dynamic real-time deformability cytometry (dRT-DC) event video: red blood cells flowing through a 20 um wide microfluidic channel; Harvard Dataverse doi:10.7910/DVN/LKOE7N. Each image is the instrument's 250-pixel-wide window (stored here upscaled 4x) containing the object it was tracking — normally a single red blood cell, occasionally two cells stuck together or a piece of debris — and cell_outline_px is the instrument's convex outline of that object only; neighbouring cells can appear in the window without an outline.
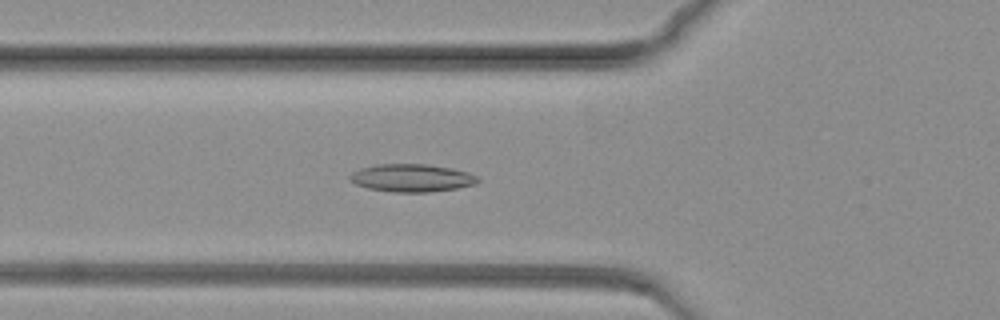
{"species": "common noctule bat (a hibernating species)", "species_latin": "Nyctalus noctula", "temperature_condition": "warm", "stored_images_in_passage": 60, "camera_frame_rate_fps": 3000, "um_per_image_px": 0.085, "animal": {"sex": "female", "body_mass_g": 19.3, "forearm_length_mm": 54.1}, "frame": {"image": 1, "passage_image": 7, "time_ms": 2.0, "image_size_px": [1000, 320], "cell_outline_px": [[480, 180], [476, 184], [456, 188], [428, 192], [392, 192], [368, 188], [356, 184], [348, 180], [348, 176], [352, 172], [360, 168], [376, 164], [428, 164], [452, 168], [468, 172], [480, 176]], "centroid_in_image_um": [35.0, 15.12], "position_along_channel_um": 90.8, "area_um2": 20.92}}
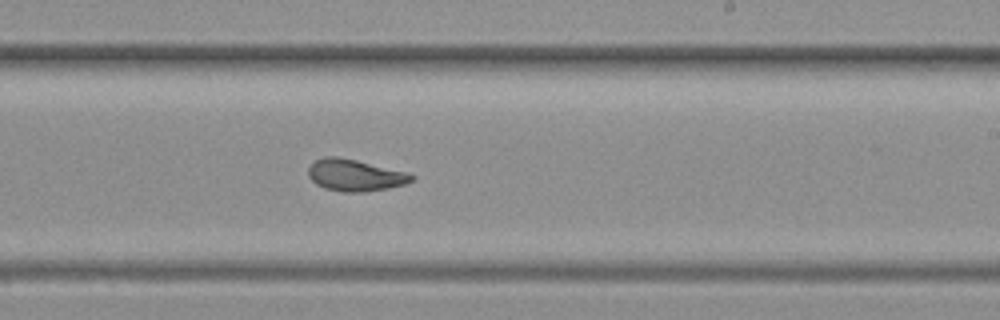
{"frame": {"image": 2, "passage_image": 27, "time_ms": 8.667, "image_size_px": [1000, 320], "cell_outline_px": [[416, 176], [412, 180], [404, 184], [388, 188], [364, 192], [344, 192], [324, 188], [316, 184], [308, 176], [308, 168], [316, 160], [324, 156], [336, 156], [356, 160], [408, 172]], "centroid_in_image_um": [30.17, 14.89], "position_along_channel_um": 258.8, "area_um2": 19.07}}
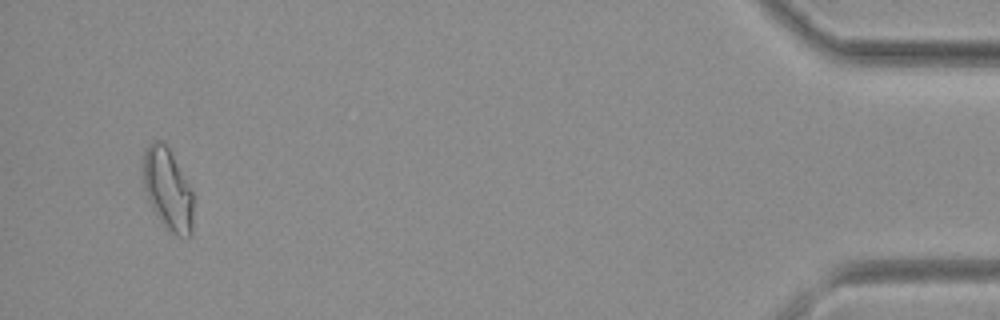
{"frame": {"image": 3, "passage_image": 56, "time_ms": 18.333, "image_size_px": [1000, 320], "cell_outline_px": [[192, 236], [176, 236], [168, 232], [156, 216], [148, 200], [144, 188], [140, 164], [144, 152], [148, 144], [152, 140], [164, 140], [188, 184], [192, 192]], "centroid_in_image_um": [14.2, 16.08], "position_along_channel_um": 421.0, "area_um2": 24.33}}